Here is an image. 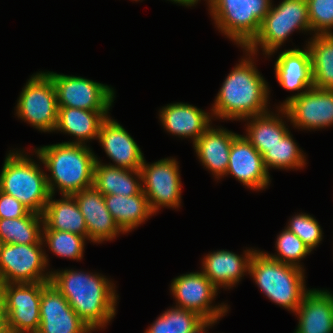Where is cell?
Segmentation results:
<instances>
[{
  "label": "cell",
  "instance_id": "32",
  "mask_svg": "<svg viewBox=\"0 0 333 333\" xmlns=\"http://www.w3.org/2000/svg\"><path fill=\"white\" fill-rule=\"evenodd\" d=\"M264 166L267 171L270 168L290 169V168H303L305 163V156L298 148L296 142L292 139L290 132H288L280 141L262 156Z\"/></svg>",
  "mask_w": 333,
  "mask_h": 333
},
{
  "label": "cell",
  "instance_id": "1",
  "mask_svg": "<svg viewBox=\"0 0 333 333\" xmlns=\"http://www.w3.org/2000/svg\"><path fill=\"white\" fill-rule=\"evenodd\" d=\"M50 282L92 331L115 316L118 295L104 276L67 269L51 271Z\"/></svg>",
  "mask_w": 333,
  "mask_h": 333
},
{
  "label": "cell",
  "instance_id": "28",
  "mask_svg": "<svg viewBox=\"0 0 333 333\" xmlns=\"http://www.w3.org/2000/svg\"><path fill=\"white\" fill-rule=\"evenodd\" d=\"M308 44L313 87L333 90V33L315 34Z\"/></svg>",
  "mask_w": 333,
  "mask_h": 333
},
{
  "label": "cell",
  "instance_id": "13",
  "mask_svg": "<svg viewBox=\"0 0 333 333\" xmlns=\"http://www.w3.org/2000/svg\"><path fill=\"white\" fill-rule=\"evenodd\" d=\"M295 127L318 129L333 124V90L312 87L288 97L280 106Z\"/></svg>",
  "mask_w": 333,
  "mask_h": 333
},
{
  "label": "cell",
  "instance_id": "38",
  "mask_svg": "<svg viewBox=\"0 0 333 333\" xmlns=\"http://www.w3.org/2000/svg\"><path fill=\"white\" fill-rule=\"evenodd\" d=\"M0 319H6L4 312V295L1 282H0Z\"/></svg>",
  "mask_w": 333,
  "mask_h": 333
},
{
  "label": "cell",
  "instance_id": "3",
  "mask_svg": "<svg viewBox=\"0 0 333 333\" xmlns=\"http://www.w3.org/2000/svg\"><path fill=\"white\" fill-rule=\"evenodd\" d=\"M52 176L46 175L50 194L54 196L55 186L62 196L93 186L96 155L85 144L58 143L43 146L35 154ZM55 183V184H54Z\"/></svg>",
  "mask_w": 333,
  "mask_h": 333
},
{
  "label": "cell",
  "instance_id": "24",
  "mask_svg": "<svg viewBox=\"0 0 333 333\" xmlns=\"http://www.w3.org/2000/svg\"><path fill=\"white\" fill-rule=\"evenodd\" d=\"M107 113L108 111L58 107L57 124L54 131L65 132L77 138L74 142L64 143L85 144V140L98 139L100 127L108 117Z\"/></svg>",
  "mask_w": 333,
  "mask_h": 333
},
{
  "label": "cell",
  "instance_id": "11",
  "mask_svg": "<svg viewBox=\"0 0 333 333\" xmlns=\"http://www.w3.org/2000/svg\"><path fill=\"white\" fill-rule=\"evenodd\" d=\"M45 73L55 85L58 107L108 111L114 101V90L107 85L79 76Z\"/></svg>",
  "mask_w": 333,
  "mask_h": 333
},
{
  "label": "cell",
  "instance_id": "6",
  "mask_svg": "<svg viewBox=\"0 0 333 333\" xmlns=\"http://www.w3.org/2000/svg\"><path fill=\"white\" fill-rule=\"evenodd\" d=\"M272 0H208L215 24L245 48L258 34Z\"/></svg>",
  "mask_w": 333,
  "mask_h": 333
},
{
  "label": "cell",
  "instance_id": "10",
  "mask_svg": "<svg viewBox=\"0 0 333 333\" xmlns=\"http://www.w3.org/2000/svg\"><path fill=\"white\" fill-rule=\"evenodd\" d=\"M41 245L43 244H0V282H50L51 273L43 272L48 259Z\"/></svg>",
  "mask_w": 333,
  "mask_h": 333
},
{
  "label": "cell",
  "instance_id": "30",
  "mask_svg": "<svg viewBox=\"0 0 333 333\" xmlns=\"http://www.w3.org/2000/svg\"><path fill=\"white\" fill-rule=\"evenodd\" d=\"M40 225L43 215L31 211L21 218L0 219V244H43Z\"/></svg>",
  "mask_w": 333,
  "mask_h": 333
},
{
  "label": "cell",
  "instance_id": "37",
  "mask_svg": "<svg viewBox=\"0 0 333 333\" xmlns=\"http://www.w3.org/2000/svg\"><path fill=\"white\" fill-rule=\"evenodd\" d=\"M30 210L11 195L0 191V219L21 218Z\"/></svg>",
  "mask_w": 333,
  "mask_h": 333
},
{
  "label": "cell",
  "instance_id": "20",
  "mask_svg": "<svg viewBox=\"0 0 333 333\" xmlns=\"http://www.w3.org/2000/svg\"><path fill=\"white\" fill-rule=\"evenodd\" d=\"M255 251H244V257L227 250L211 252L203 258L202 272L217 289L220 286L231 288L240 281L244 272H249L250 261Z\"/></svg>",
  "mask_w": 333,
  "mask_h": 333
},
{
  "label": "cell",
  "instance_id": "27",
  "mask_svg": "<svg viewBox=\"0 0 333 333\" xmlns=\"http://www.w3.org/2000/svg\"><path fill=\"white\" fill-rule=\"evenodd\" d=\"M104 201L111 216L124 233L136 228L154 214L142 190L133 196L104 195Z\"/></svg>",
  "mask_w": 333,
  "mask_h": 333
},
{
  "label": "cell",
  "instance_id": "2",
  "mask_svg": "<svg viewBox=\"0 0 333 333\" xmlns=\"http://www.w3.org/2000/svg\"><path fill=\"white\" fill-rule=\"evenodd\" d=\"M247 52L249 58L242 59L224 80L211 115L228 120H245L268 112L267 83L250 59L251 52Z\"/></svg>",
  "mask_w": 333,
  "mask_h": 333
},
{
  "label": "cell",
  "instance_id": "19",
  "mask_svg": "<svg viewBox=\"0 0 333 333\" xmlns=\"http://www.w3.org/2000/svg\"><path fill=\"white\" fill-rule=\"evenodd\" d=\"M299 324L294 333H333V294L310 290L297 308Z\"/></svg>",
  "mask_w": 333,
  "mask_h": 333
},
{
  "label": "cell",
  "instance_id": "17",
  "mask_svg": "<svg viewBox=\"0 0 333 333\" xmlns=\"http://www.w3.org/2000/svg\"><path fill=\"white\" fill-rule=\"evenodd\" d=\"M85 218L87 239L91 242L112 240L120 232L124 233L106 207L104 195L94 186L72 195Z\"/></svg>",
  "mask_w": 333,
  "mask_h": 333
},
{
  "label": "cell",
  "instance_id": "5",
  "mask_svg": "<svg viewBox=\"0 0 333 333\" xmlns=\"http://www.w3.org/2000/svg\"><path fill=\"white\" fill-rule=\"evenodd\" d=\"M0 191L13 196L31 212L43 215L50 197L46 173L18 151L10 152L0 174Z\"/></svg>",
  "mask_w": 333,
  "mask_h": 333
},
{
  "label": "cell",
  "instance_id": "39",
  "mask_svg": "<svg viewBox=\"0 0 333 333\" xmlns=\"http://www.w3.org/2000/svg\"><path fill=\"white\" fill-rule=\"evenodd\" d=\"M174 3H179L184 6H193L196 4L199 0H170Z\"/></svg>",
  "mask_w": 333,
  "mask_h": 333
},
{
  "label": "cell",
  "instance_id": "12",
  "mask_svg": "<svg viewBox=\"0 0 333 333\" xmlns=\"http://www.w3.org/2000/svg\"><path fill=\"white\" fill-rule=\"evenodd\" d=\"M142 191L153 213L159 207L177 208L181 203V180L176 159H161L141 166Z\"/></svg>",
  "mask_w": 333,
  "mask_h": 333
},
{
  "label": "cell",
  "instance_id": "26",
  "mask_svg": "<svg viewBox=\"0 0 333 333\" xmlns=\"http://www.w3.org/2000/svg\"><path fill=\"white\" fill-rule=\"evenodd\" d=\"M132 175L142 182L141 170L103 165L96 157L93 186L103 195L133 196L142 190V184Z\"/></svg>",
  "mask_w": 333,
  "mask_h": 333
},
{
  "label": "cell",
  "instance_id": "23",
  "mask_svg": "<svg viewBox=\"0 0 333 333\" xmlns=\"http://www.w3.org/2000/svg\"><path fill=\"white\" fill-rule=\"evenodd\" d=\"M279 84L287 90H309L313 87L311 54L308 49L283 51L275 62Z\"/></svg>",
  "mask_w": 333,
  "mask_h": 333
},
{
  "label": "cell",
  "instance_id": "36",
  "mask_svg": "<svg viewBox=\"0 0 333 333\" xmlns=\"http://www.w3.org/2000/svg\"><path fill=\"white\" fill-rule=\"evenodd\" d=\"M310 28L315 34H332L333 0H306Z\"/></svg>",
  "mask_w": 333,
  "mask_h": 333
},
{
  "label": "cell",
  "instance_id": "7",
  "mask_svg": "<svg viewBox=\"0 0 333 333\" xmlns=\"http://www.w3.org/2000/svg\"><path fill=\"white\" fill-rule=\"evenodd\" d=\"M311 31L306 0H283L277 7H271L261 22L258 34L244 48L257 54L261 45L265 55H271L287 40L295 30Z\"/></svg>",
  "mask_w": 333,
  "mask_h": 333
},
{
  "label": "cell",
  "instance_id": "18",
  "mask_svg": "<svg viewBox=\"0 0 333 333\" xmlns=\"http://www.w3.org/2000/svg\"><path fill=\"white\" fill-rule=\"evenodd\" d=\"M98 140L108 157L115 162V165L109 164L110 166L141 170L143 153L117 121L107 117L100 127Z\"/></svg>",
  "mask_w": 333,
  "mask_h": 333
},
{
  "label": "cell",
  "instance_id": "14",
  "mask_svg": "<svg viewBox=\"0 0 333 333\" xmlns=\"http://www.w3.org/2000/svg\"><path fill=\"white\" fill-rule=\"evenodd\" d=\"M170 288L177 301L176 307L194 311L205 320H219L228 312L227 305H210L218 290L202 271L178 276Z\"/></svg>",
  "mask_w": 333,
  "mask_h": 333
},
{
  "label": "cell",
  "instance_id": "33",
  "mask_svg": "<svg viewBox=\"0 0 333 333\" xmlns=\"http://www.w3.org/2000/svg\"><path fill=\"white\" fill-rule=\"evenodd\" d=\"M42 237L55 255L75 260L82 259L86 237L57 230H42Z\"/></svg>",
  "mask_w": 333,
  "mask_h": 333
},
{
  "label": "cell",
  "instance_id": "40",
  "mask_svg": "<svg viewBox=\"0 0 333 333\" xmlns=\"http://www.w3.org/2000/svg\"><path fill=\"white\" fill-rule=\"evenodd\" d=\"M0 333H8L6 328V319H0Z\"/></svg>",
  "mask_w": 333,
  "mask_h": 333
},
{
  "label": "cell",
  "instance_id": "9",
  "mask_svg": "<svg viewBox=\"0 0 333 333\" xmlns=\"http://www.w3.org/2000/svg\"><path fill=\"white\" fill-rule=\"evenodd\" d=\"M48 282L2 284L8 333H37L42 288Z\"/></svg>",
  "mask_w": 333,
  "mask_h": 333
},
{
  "label": "cell",
  "instance_id": "4",
  "mask_svg": "<svg viewBox=\"0 0 333 333\" xmlns=\"http://www.w3.org/2000/svg\"><path fill=\"white\" fill-rule=\"evenodd\" d=\"M248 274L272 302L294 313L310 291L304 285L303 268L274 260L262 251L253 254Z\"/></svg>",
  "mask_w": 333,
  "mask_h": 333
},
{
  "label": "cell",
  "instance_id": "8",
  "mask_svg": "<svg viewBox=\"0 0 333 333\" xmlns=\"http://www.w3.org/2000/svg\"><path fill=\"white\" fill-rule=\"evenodd\" d=\"M16 114L33 127L54 131L57 124L58 105L55 85L46 73H36L23 88L18 99Z\"/></svg>",
  "mask_w": 333,
  "mask_h": 333
},
{
  "label": "cell",
  "instance_id": "35",
  "mask_svg": "<svg viewBox=\"0 0 333 333\" xmlns=\"http://www.w3.org/2000/svg\"><path fill=\"white\" fill-rule=\"evenodd\" d=\"M287 229L298 236L312 251L322 240V230L316 219L308 214H298L288 223Z\"/></svg>",
  "mask_w": 333,
  "mask_h": 333
},
{
  "label": "cell",
  "instance_id": "21",
  "mask_svg": "<svg viewBox=\"0 0 333 333\" xmlns=\"http://www.w3.org/2000/svg\"><path fill=\"white\" fill-rule=\"evenodd\" d=\"M238 136L225 129L211 126L193 143L199 160L216 178L226 175L230 149L233 140Z\"/></svg>",
  "mask_w": 333,
  "mask_h": 333
},
{
  "label": "cell",
  "instance_id": "16",
  "mask_svg": "<svg viewBox=\"0 0 333 333\" xmlns=\"http://www.w3.org/2000/svg\"><path fill=\"white\" fill-rule=\"evenodd\" d=\"M228 174L253 190H263L270 182L262 155L243 135H238L231 144Z\"/></svg>",
  "mask_w": 333,
  "mask_h": 333
},
{
  "label": "cell",
  "instance_id": "29",
  "mask_svg": "<svg viewBox=\"0 0 333 333\" xmlns=\"http://www.w3.org/2000/svg\"><path fill=\"white\" fill-rule=\"evenodd\" d=\"M217 319L205 320L198 313L173 307L156 319L145 333H204Z\"/></svg>",
  "mask_w": 333,
  "mask_h": 333
},
{
  "label": "cell",
  "instance_id": "25",
  "mask_svg": "<svg viewBox=\"0 0 333 333\" xmlns=\"http://www.w3.org/2000/svg\"><path fill=\"white\" fill-rule=\"evenodd\" d=\"M52 194L46 204L42 230L71 232L87 238L85 218L72 195H63V199L52 200Z\"/></svg>",
  "mask_w": 333,
  "mask_h": 333
},
{
  "label": "cell",
  "instance_id": "15",
  "mask_svg": "<svg viewBox=\"0 0 333 333\" xmlns=\"http://www.w3.org/2000/svg\"><path fill=\"white\" fill-rule=\"evenodd\" d=\"M40 327L37 333H91L66 298L48 282L41 292Z\"/></svg>",
  "mask_w": 333,
  "mask_h": 333
},
{
  "label": "cell",
  "instance_id": "31",
  "mask_svg": "<svg viewBox=\"0 0 333 333\" xmlns=\"http://www.w3.org/2000/svg\"><path fill=\"white\" fill-rule=\"evenodd\" d=\"M245 119H252L245 137L262 156L289 132L281 117L269 112Z\"/></svg>",
  "mask_w": 333,
  "mask_h": 333
},
{
  "label": "cell",
  "instance_id": "22",
  "mask_svg": "<svg viewBox=\"0 0 333 333\" xmlns=\"http://www.w3.org/2000/svg\"><path fill=\"white\" fill-rule=\"evenodd\" d=\"M164 128L179 137H192L193 143L210 127V115L185 103L169 104L160 110Z\"/></svg>",
  "mask_w": 333,
  "mask_h": 333
},
{
  "label": "cell",
  "instance_id": "34",
  "mask_svg": "<svg viewBox=\"0 0 333 333\" xmlns=\"http://www.w3.org/2000/svg\"><path fill=\"white\" fill-rule=\"evenodd\" d=\"M278 256L265 253L270 258L289 264L298 268L300 260L305 258L306 255L311 253L310 249L303 243V241L287 228L278 235L276 246Z\"/></svg>",
  "mask_w": 333,
  "mask_h": 333
}]
</instances>
